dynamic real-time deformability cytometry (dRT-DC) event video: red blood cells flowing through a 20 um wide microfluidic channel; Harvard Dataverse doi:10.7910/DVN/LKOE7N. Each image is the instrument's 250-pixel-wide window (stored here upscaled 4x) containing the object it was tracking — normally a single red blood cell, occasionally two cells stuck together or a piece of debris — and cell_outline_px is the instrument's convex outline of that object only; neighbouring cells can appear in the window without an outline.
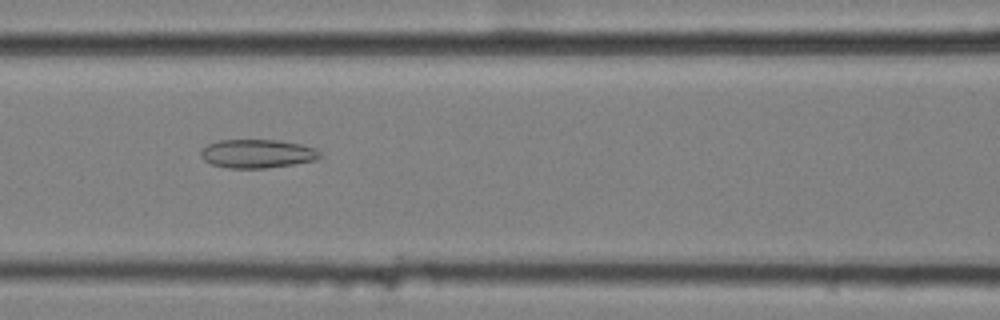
{"species": "common noctule bat (a hibernating species)", "species_latin": "Nyctalus noctula", "temperature_condition": "cold", "stored_images_in_passage": 10, "camera_frame_rate_fps": 3000, "um_per_image_px": 0.085, "animal": {"sex": "female", "body_mass_g": 25.1}, "frame": {"image": 1, "passage_image": 5, "time_ms": 1.333, "image_size_px": [1000, 320], "cell_outline_px": [[324, 156], [316, 160], [268, 168], [228, 168], [212, 164], [204, 160], [200, 156], [200, 152], [208, 144], [220, 140], [280, 140], [300, 144], [316, 148]], "centroid_in_image_um": [21.9, 13.06], "position_along_channel_um": 144.7, "area_um2": 19.94}}
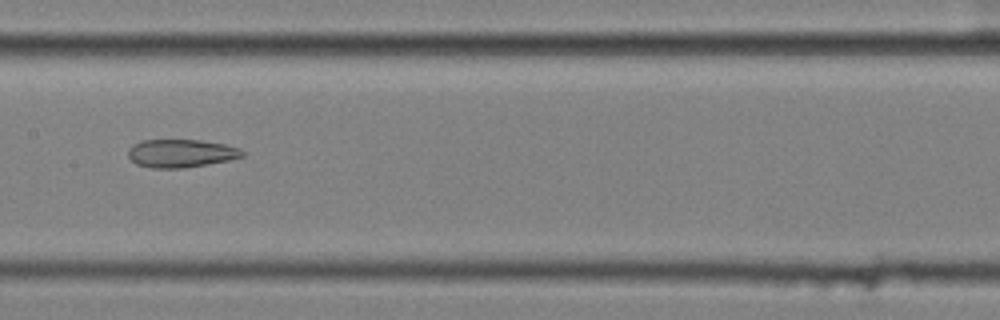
{"frame": {"image": 2, "passage_image": 6, "time_ms": 1.667, "image_size_px": [1000, 320], "cell_outline_px": [[244, 156], [228, 160], [208, 164], [184, 168], [152, 168], [136, 164], [128, 156], [128, 148], [132, 144], [140, 140], [200, 140], [224, 144], [240, 148], [244, 152]], "centroid_in_image_um": [15.36, 13.03], "position_along_channel_um": 192.0, "area_um2": 18.79}}
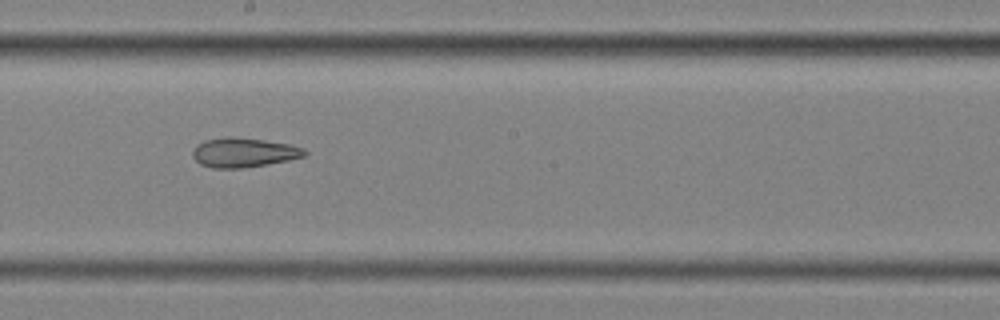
{"frame": {"image": 3, "passage_image": 7, "time_ms": 2.0, "image_size_px": [1000, 320], "cell_outline_px": [[308, 152], [304, 156], [288, 160], [244, 168], [212, 168], [200, 164], [192, 156], [192, 152], [204, 140], [228, 136], [232, 136], [264, 140], [288, 144], [304, 148]], "centroid_in_image_um": [20.71, 12.96], "position_along_channel_um": 227.5, "area_um2": 19.07}}